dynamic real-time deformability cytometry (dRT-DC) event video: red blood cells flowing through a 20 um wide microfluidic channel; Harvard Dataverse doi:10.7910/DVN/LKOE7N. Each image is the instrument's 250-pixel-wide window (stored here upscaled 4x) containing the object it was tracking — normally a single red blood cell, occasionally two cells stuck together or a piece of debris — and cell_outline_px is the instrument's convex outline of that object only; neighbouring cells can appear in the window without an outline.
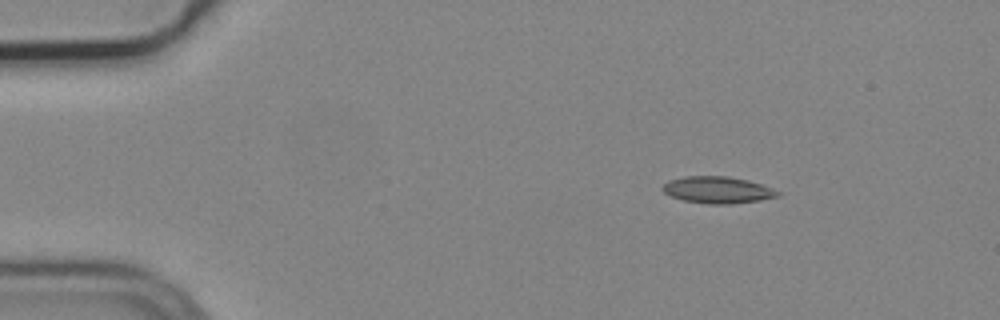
{"species": "common noctule bat (a hibernating species)", "species_latin": "Nyctalus noctula", "temperature_condition": "cold", "stored_images_in_passage": 4, "segment_of_instrument_passage": [1, 2], "camera_frame_rate_fps": 3000, "um_per_image_px": 0.085, "animal": {"sex": "male", "body_mass_g": 19.2, "forearm_length_mm": 51.8}, "frame": {"image": 1, "passage_image": 1, "time_ms": 0.0, "image_size_px": [1000, 320], "cell_outline_px": [[784, 192], [780, 196], [760, 200], [732, 204], [708, 204], [684, 200], [672, 196], [664, 192], [660, 188], [668, 180], [684, 176], [728, 176], [748, 180]], "centroid_in_image_um": [61.03, 16.14], "position_along_channel_um": 24.0, "area_um2": 18.09}}
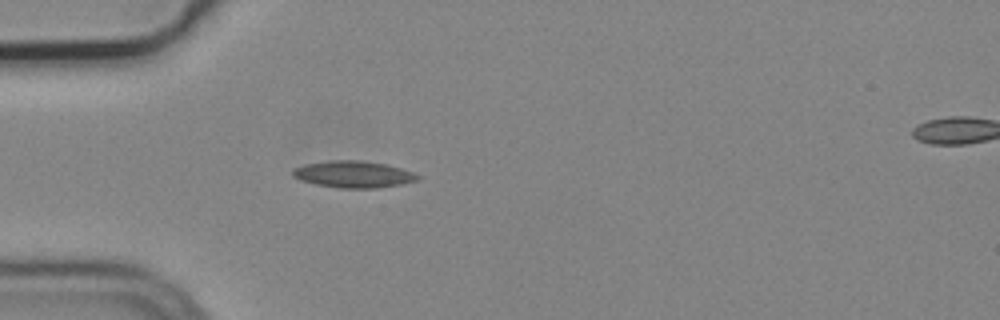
{"frame": {"image": 2, "passage_image": 3, "time_ms": 0.667, "image_size_px": [1000, 320], "cell_outline_px": [[420, 176], [416, 180], [400, 184], [376, 188], [340, 188], [316, 184], [300, 180], [292, 176], [292, 168], [304, 164], [332, 160], [360, 160], [384, 164], [400, 168], [412, 172]], "centroid_in_image_um": [29.98, 14.81], "position_along_channel_um": 55.0, "area_um2": 19.31}}